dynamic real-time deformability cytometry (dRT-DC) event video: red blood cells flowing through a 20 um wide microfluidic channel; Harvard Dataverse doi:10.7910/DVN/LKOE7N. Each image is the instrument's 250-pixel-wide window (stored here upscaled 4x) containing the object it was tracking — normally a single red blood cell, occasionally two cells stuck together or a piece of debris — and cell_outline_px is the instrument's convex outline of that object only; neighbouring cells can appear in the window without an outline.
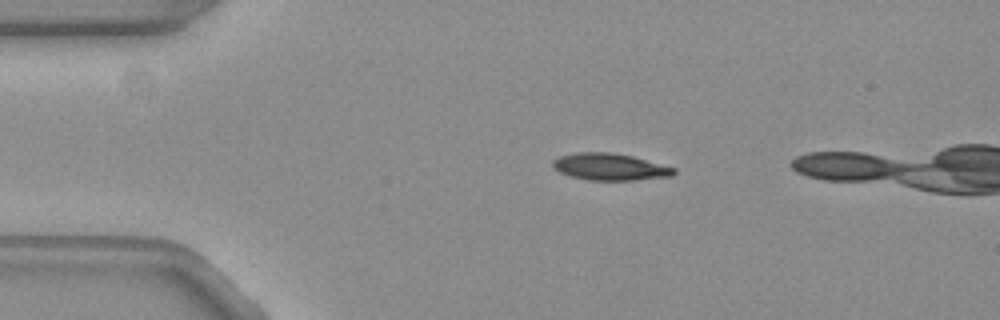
{"species": "common noctule bat (a hibernating species)", "species_latin": "Nyctalus noctula", "temperature_condition": "warm", "stored_images_in_passage": 7, "camera_frame_rate_fps": 3000, "um_per_image_px": 0.085, "animal": {"sex": "female", "body_mass_g": 19.3, "forearm_length_mm": 54.1}, "frame": {"image": 1, "passage_image": 1, "time_ms": 0.0, "image_size_px": [1000, 320], "cell_outline_px": [[676, 172], [672, 176], [636, 180], [588, 180], [572, 176], [560, 172], [552, 168], [552, 160], [560, 156], [576, 152], [608, 152], [632, 156], [676, 168]], "centroid_in_image_um": [51.83, 14.18], "position_along_channel_um": 33.2, "area_um2": 18.96}}